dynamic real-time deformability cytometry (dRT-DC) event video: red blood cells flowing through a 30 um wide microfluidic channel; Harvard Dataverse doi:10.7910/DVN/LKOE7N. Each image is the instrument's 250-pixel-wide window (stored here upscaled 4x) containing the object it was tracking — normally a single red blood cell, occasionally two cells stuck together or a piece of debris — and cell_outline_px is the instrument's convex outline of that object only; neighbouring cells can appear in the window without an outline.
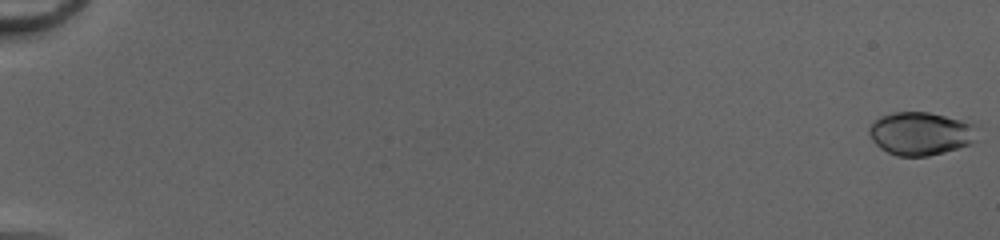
{"species": "common noctule bat (a hibernating species)", "species_latin": "Nyctalus noctula", "temperature_condition": "cold", "stored_images_in_passage": 52, "camera_frame_rate_fps": 3000, "um_per_image_px": 0.085, "animal": {"sex": "female", "body_mass_g": 20.0, "forearm_length_mm": 54.0}, "frame": {"image": 1, "passage_image": 1, "time_ms": 0.0, "image_size_px": [1000, 240], "cell_outline_px": [[980, 128], [976, 140], [972, 144], [944, 152], [928, 156], [896, 156], [880, 148], [872, 140], [868, 132], [868, 128], [872, 120], [880, 116], [892, 112], [928, 112], [980, 124]], "centroid_in_image_um": [78.3, 11.34], "position_along_channel_um": 6.7, "area_um2": 27.86}}
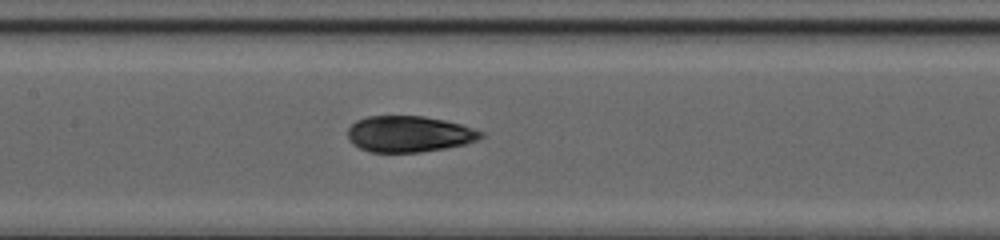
{"frame": {"image": 2, "passage_image": 28, "time_ms": 9.0, "image_size_px": [1000, 240], "cell_outline_px": [[484, 136], [476, 140], [464, 144], [444, 148], [420, 152], [372, 152], [360, 148], [352, 144], [348, 140], [348, 128], [356, 120], [364, 116], [424, 116], [444, 120], [460, 124], [484, 132]], "centroid_in_image_um": [34.74, 11.38], "position_along_channel_um": 172.7, "area_um2": 28.03}}
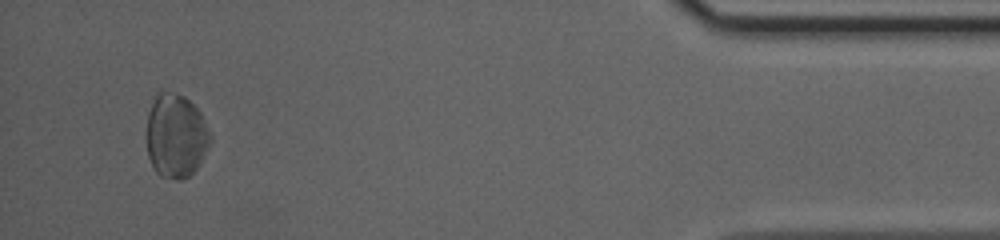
{"frame": {"image": 3, "passage_image": 50, "time_ms": 16.333, "image_size_px": [1000, 240], "cell_outline_px": [[212, 140], [200, 164], [188, 176], [180, 180], [176, 180], [160, 176], [156, 172], [148, 156], [144, 136], [148, 112], [156, 96], [160, 92], [164, 92], [184, 96], [200, 112], [212, 136]], "centroid_in_image_um": [14.93, 11.58], "position_along_channel_um": 420.3, "area_um2": 31.39}, "authors_computed_cell_mechanics": {"area_um2": 28.3798, "velocity_mm_per_s": 4.1926, "shape_relaxation_time_tau1_ms": 2.8859, "shape_relaxation_time_tau2_ms": 2.2771, "deformation_change_tau1": 0.0826, "deformation_change_tau2": 0.0761}}